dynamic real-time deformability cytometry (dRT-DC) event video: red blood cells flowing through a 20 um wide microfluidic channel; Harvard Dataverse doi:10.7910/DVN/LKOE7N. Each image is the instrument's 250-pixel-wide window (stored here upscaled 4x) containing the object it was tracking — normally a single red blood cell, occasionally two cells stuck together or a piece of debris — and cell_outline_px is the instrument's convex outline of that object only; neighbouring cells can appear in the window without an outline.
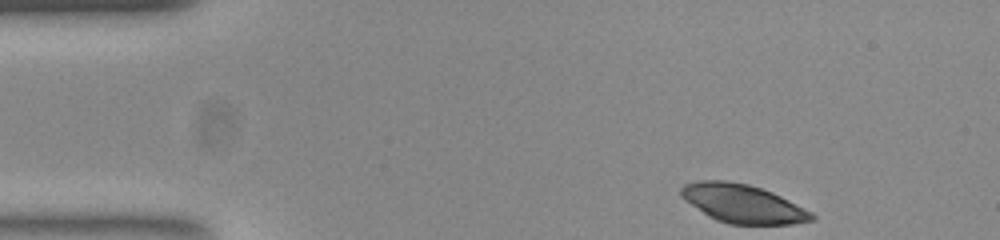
{"species": "common noctule bat (a hibernating species)", "species_latin": "Nyctalus noctula", "temperature_condition": "room temperature", "stored_images_in_passage": 47, "camera_frame_rate_fps": 3000, "um_per_image_px": 0.085, "animal": {"sex": "female", "body_mass_g": 23.0, "forearm_length_mm": 53.4}, "frame": {"image": 1, "passage_image": 1, "time_ms": 0.0, "image_size_px": [1000, 240], "cell_outline_px": [[816, 220], [792, 224], [728, 224], [716, 220], [708, 216], [684, 200], [680, 196], [680, 188], [684, 184], [696, 180], [728, 180], [748, 184], [772, 192], [812, 212], [816, 216]], "centroid_in_image_um": [63.11, 17.3], "position_along_channel_um": 21.9, "area_um2": 29.48}}
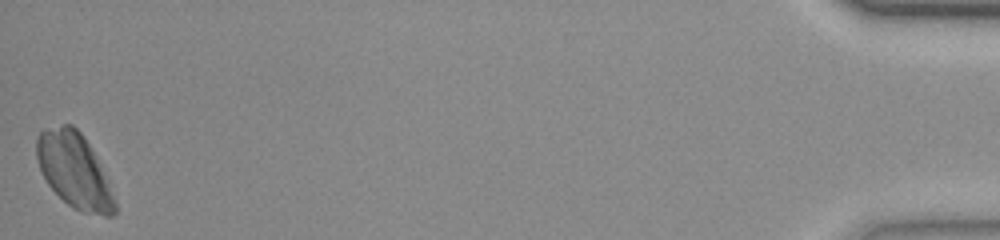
{"frame": {"image": 2, "passage_image": 47, "time_ms": 15.333, "image_size_px": [1000, 240], "cell_outline_px": [[116, 212], [112, 216], [104, 216], [84, 212], [72, 208], [48, 184], [40, 168], [36, 156], [36, 140], [40, 132], [44, 128], [64, 124], [72, 124], [84, 136], [100, 168], [116, 204]], "centroid_in_image_um": [6.26, 14.47], "position_along_channel_um": 428.9, "area_um2": 33.23}}